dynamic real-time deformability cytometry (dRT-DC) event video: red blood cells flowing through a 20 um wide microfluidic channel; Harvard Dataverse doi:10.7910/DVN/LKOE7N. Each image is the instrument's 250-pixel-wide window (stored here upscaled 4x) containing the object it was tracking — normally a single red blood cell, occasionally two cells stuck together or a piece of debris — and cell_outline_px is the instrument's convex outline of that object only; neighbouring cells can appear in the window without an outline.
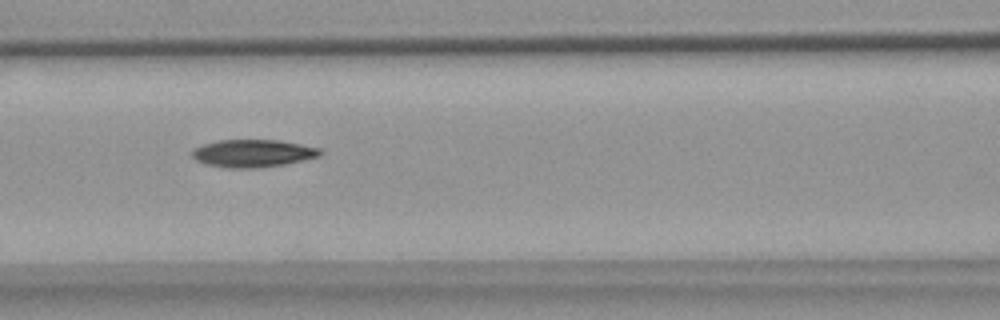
{"species": "common noctule bat (a hibernating species)", "species_latin": "Nyctalus noctula", "temperature_condition": "warm", "stored_images_in_passage": 54, "camera_frame_rate_fps": 3000, "um_per_image_px": 0.085, "animal": {"sex": "female", "body_mass_g": 18.4}, "frame": {"image": 1, "passage_image": 23, "time_ms": 7.333, "image_size_px": [1000, 320], "cell_outline_px": [[324, 152], [320, 156], [304, 160], [284, 164], [260, 168], [228, 168], [208, 164], [196, 160], [192, 156], [192, 148], [204, 144], [220, 140], [276, 140], [300, 144], [320, 148]], "centroid_in_image_um": [21.52, 13.03], "position_along_channel_um": 145.1, "area_um2": 20.58}}
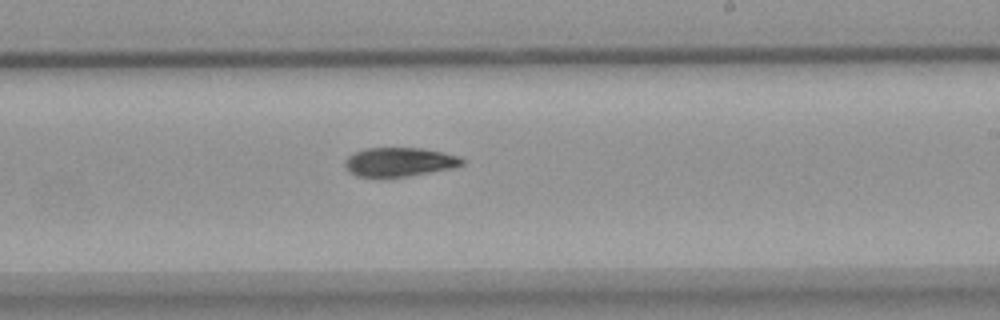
{"frame": {"image": 2, "passage_image": 32, "time_ms": 10.333, "image_size_px": [1000, 320], "cell_outline_px": [[464, 164], [452, 168], [408, 176], [356, 176], [348, 172], [344, 168], [344, 160], [352, 152], [364, 148], [420, 148], [460, 156], [464, 160]], "centroid_in_image_um": [33.89, 13.76], "position_along_channel_um": 255.1, "area_um2": 19.77}}
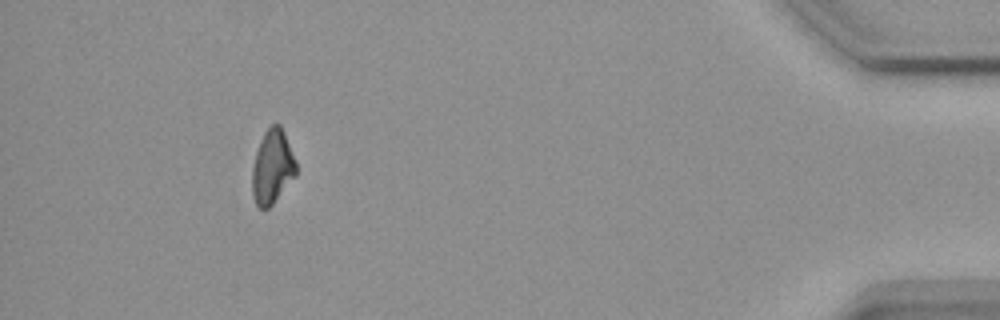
{"frame": {"image": 3, "passage_image": 50, "time_ms": 16.333, "image_size_px": [1000, 320], "cell_outline_px": [[296, 176], [272, 204], [268, 208], [260, 208], [256, 204], [252, 196], [252, 168], [256, 152], [260, 140], [264, 132], [272, 124], [280, 124], [284, 132], [296, 160]], "centroid_in_image_um": [23.15, 14.18], "position_along_channel_um": 412.1, "area_um2": 18.96}, "authors_computed_cell_mechanics": {"area_um2": 20.1722, "velocity_mm_per_s": 3.6776, "shape_relaxation_time_tau1_ms": 6.5013, "shape_relaxation_time_tau2_ms": null, "deformation_change_tau1": 0.1722, "deformation_change_tau2": null}}